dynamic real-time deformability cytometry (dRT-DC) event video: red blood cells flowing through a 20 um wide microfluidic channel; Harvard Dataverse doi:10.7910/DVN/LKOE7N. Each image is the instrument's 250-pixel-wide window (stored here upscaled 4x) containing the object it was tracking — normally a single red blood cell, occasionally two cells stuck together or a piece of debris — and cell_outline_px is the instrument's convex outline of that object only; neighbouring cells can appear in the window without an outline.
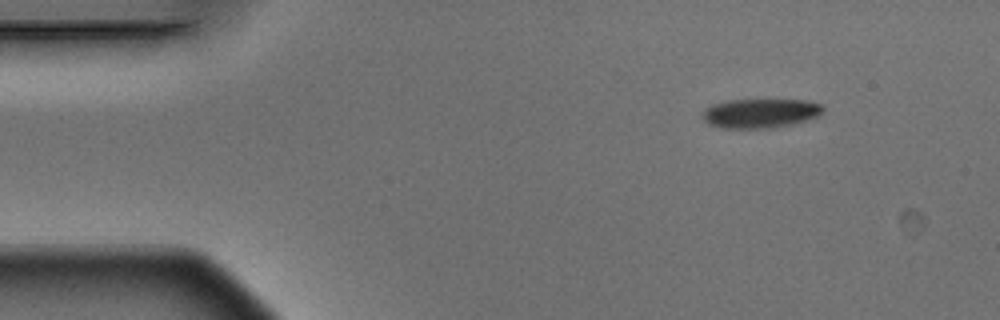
{"species": "Egyptian fruit bat (a non-hibernating species)", "species_latin": "Rousettus aegyptiacus", "temperature_condition": "warm", "stored_images_in_passage": 7, "camera_frame_rate_fps": 3000, "um_per_image_px": 0.085, "animal": {"sex": "male"}, "frame": {"image": 1, "passage_image": 1, "time_ms": 0.0, "image_size_px": [1000, 320], "cell_outline_px": [[824, 108], [816, 116], [792, 124], [772, 128], [724, 128], [708, 124], [700, 116], [704, 108], [712, 104], [728, 100], [804, 100], [820, 104]], "centroid_in_image_um": [64.54, 9.63], "position_along_channel_um": 20.5, "area_um2": 20.46}}
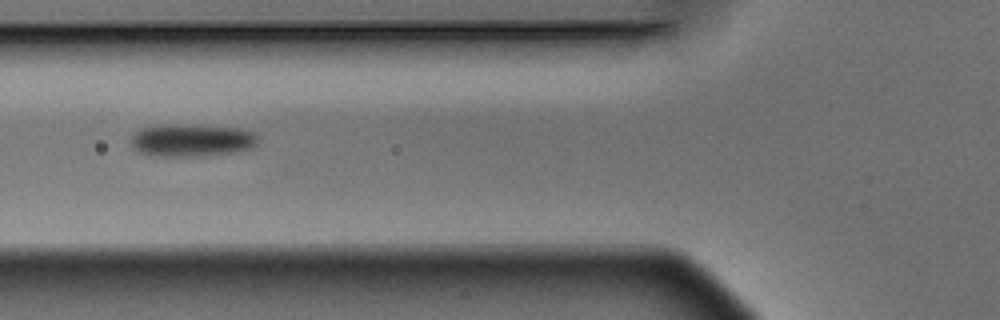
{"frame": {"image": 2, "passage_image": 5, "time_ms": 1.333, "image_size_px": [1000, 320], "cell_outline_px": [[260, 140], [252, 148], [232, 152], [204, 156], [160, 156], [140, 152], [132, 144], [132, 136], [140, 128], [168, 124], [236, 128], [252, 132]], "centroid_in_image_um": [16.31, 11.93], "position_along_channel_um": 109.5, "area_um2": 23.64}}
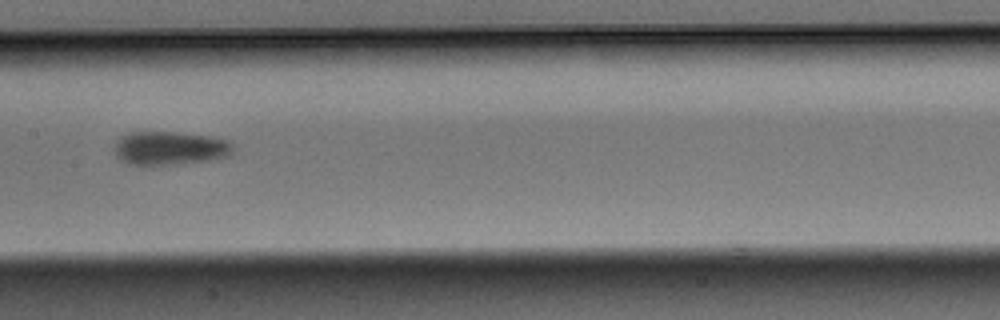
{"frame": {"image": 3, "passage_image": 7, "time_ms": 2.0, "image_size_px": [1000, 320], "cell_outline_px": [[232, 148], [228, 156], [208, 160], [176, 164], [128, 164], [120, 160], [116, 156], [116, 144], [120, 136], [128, 132], [176, 132], [208, 136], [228, 140], [232, 144]], "centroid_in_image_um": [14.42, 12.58], "position_along_channel_um": 193.0, "area_um2": 22.89}}